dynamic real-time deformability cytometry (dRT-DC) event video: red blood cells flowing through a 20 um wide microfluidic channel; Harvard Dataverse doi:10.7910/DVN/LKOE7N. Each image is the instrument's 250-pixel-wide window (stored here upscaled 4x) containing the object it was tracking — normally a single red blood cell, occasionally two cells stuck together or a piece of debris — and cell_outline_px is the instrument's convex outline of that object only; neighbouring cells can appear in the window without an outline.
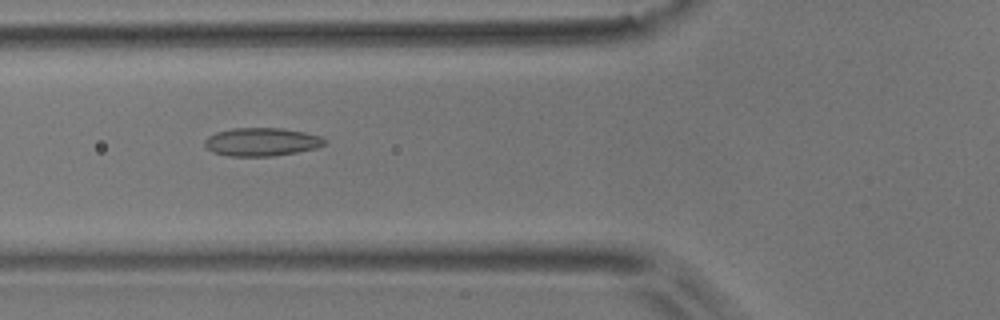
{"species": "common noctule bat (a hibernating species)", "species_latin": "Nyctalus noctula", "temperature_condition": "room temperature", "stored_images_in_passage": 7, "camera_frame_rate_fps": 3000, "um_per_image_px": 0.085, "animal": {"sex": "male", "body_mass_g": 17.9}, "frame": {"image": 1, "passage_image": 6, "time_ms": 1.667, "image_size_px": [1000, 320], "cell_outline_px": [[328, 140], [324, 144], [316, 148], [296, 152], [272, 156], [228, 156], [212, 152], [204, 144], [204, 140], [208, 136], [216, 132], [232, 128], [280, 128], [304, 132], [320, 136]], "centroid_in_image_um": [22.22, 12.06], "position_along_channel_um": 103.6, "area_um2": 19.71}}
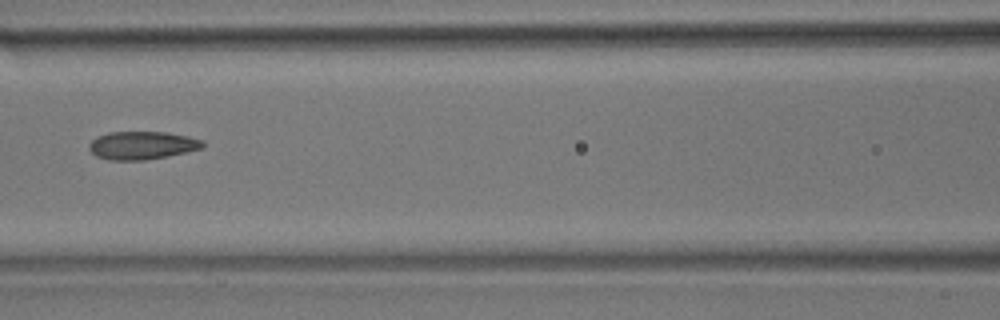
{"frame": {"image": 2, "passage_image": 7, "time_ms": 2.0, "image_size_px": [1000, 320], "cell_outline_px": [[204, 148], [168, 156], [144, 160], [108, 160], [96, 156], [88, 148], [88, 144], [96, 136], [108, 132], [164, 132], [188, 136], [204, 140]], "centroid_in_image_um": [12.07, 12.35], "position_along_channel_um": 154.5, "area_um2": 18.73}}